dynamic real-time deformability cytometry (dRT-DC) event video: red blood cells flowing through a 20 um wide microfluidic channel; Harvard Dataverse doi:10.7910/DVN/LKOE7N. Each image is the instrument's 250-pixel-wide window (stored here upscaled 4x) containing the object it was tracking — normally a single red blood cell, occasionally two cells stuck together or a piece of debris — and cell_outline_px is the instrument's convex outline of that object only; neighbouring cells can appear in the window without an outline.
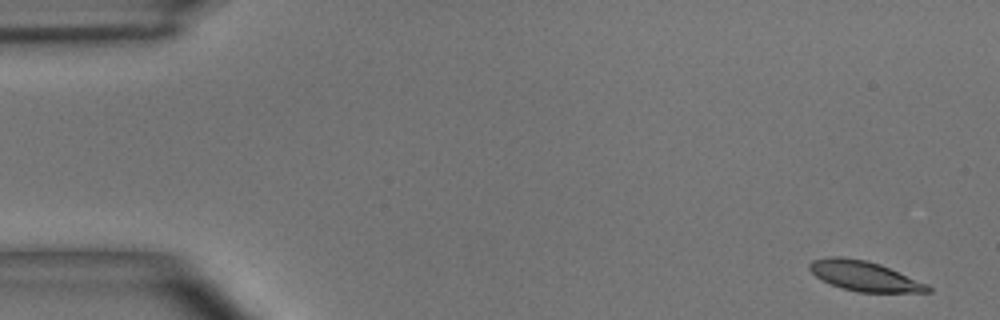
{"species": "common noctule bat (a hibernating species)", "species_latin": "Nyctalus noctula", "temperature_condition": "room temperature", "stored_images_in_passage": 9, "camera_frame_rate_fps": 3000, "um_per_image_px": 0.085, "animal": {"sex": "male", "body_mass_g": 15.6}, "frame": {"image": 1, "passage_image": 1, "time_ms": 0.0, "image_size_px": [1000, 320], "cell_outline_px": [[932, 292], [860, 292], [844, 288], [832, 284], [816, 276], [808, 268], [808, 264], [812, 260], [828, 256], [840, 256], [868, 260], [880, 264], [928, 284], [932, 288]], "centroid_in_image_um": [73.48, 23.44], "position_along_channel_um": 11.5, "area_um2": 20.52}}
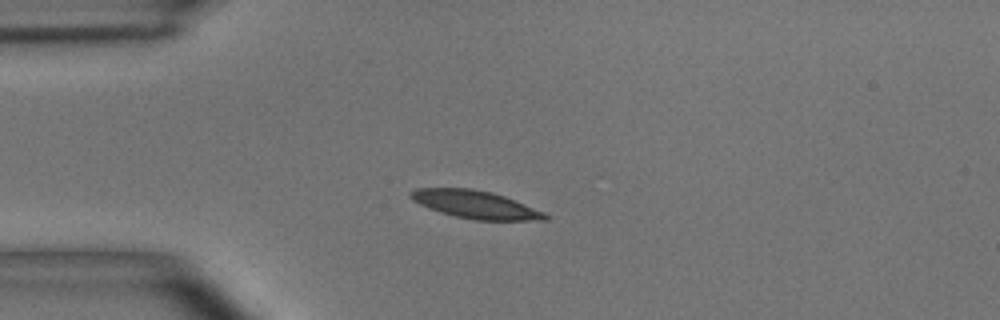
{"frame": {"image": 2, "passage_image": 4, "time_ms": 3.667, "image_size_px": [1000, 320], "cell_outline_px": [[552, 216], [548, 220], [472, 220], [440, 212], [428, 208], [412, 200], [408, 196], [408, 192], [416, 188], [472, 188], [492, 192], [504, 196], [544, 212]], "centroid_in_image_um": [40.39, 17.38], "position_along_channel_um": 44.6, "area_um2": 21.91}}
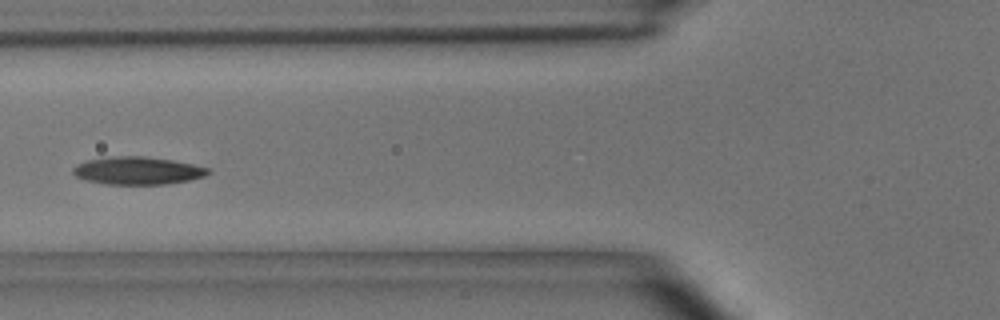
{"frame": {"image": 3, "passage_image": 6, "time_ms": 6.0, "image_size_px": [1000, 320], "cell_outline_px": [[212, 172], [204, 176], [188, 180], [164, 184], [108, 184], [88, 180], [76, 176], [72, 172], [72, 168], [76, 164], [88, 160], [112, 156], [144, 156], [172, 160], [212, 168]], "centroid_in_image_um": [11.72, 14.49], "position_along_channel_um": 114.1, "area_um2": 21.73}}